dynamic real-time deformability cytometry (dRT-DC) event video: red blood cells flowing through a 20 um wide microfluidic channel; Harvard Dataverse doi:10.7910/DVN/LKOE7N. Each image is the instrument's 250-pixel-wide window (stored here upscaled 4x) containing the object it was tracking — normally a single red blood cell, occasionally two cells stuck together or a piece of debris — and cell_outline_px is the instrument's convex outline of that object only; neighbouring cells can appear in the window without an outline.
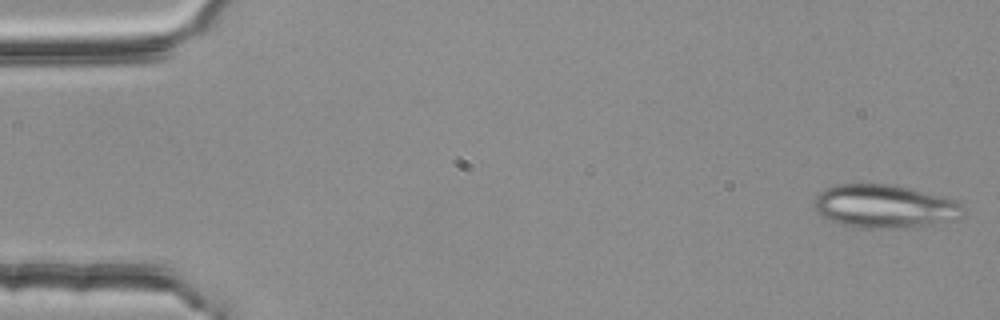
{"species": "common noctule bat (a hibernating species)", "species_latin": "Nyctalus noctula", "temperature_condition": "room temperature", "stored_images_in_passage": 53, "segment_of_instrument_passage": [1, 2], "camera_frame_rate_fps": 3000, "um_per_image_px": 0.085, "animal": {"sex": "female", "body_mass_g": 25.1}, "frame": {"image": 1, "passage_image": 1, "time_ms": 0.0, "image_size_px": [1000, 320], "cell_outline_px": [[960, 208], [944, 220], [924, 224], [900, 228], [864, 228], [840, 224], [824, 216], [812, 204], [816, 196], [820, 192], [836, 184], [892, 184], [956, 200], [960, 204]], "centroid_in_image_um": [75.01, 17.51], "position_along_channel_um": 10.0, "area_um2": 35.95}}